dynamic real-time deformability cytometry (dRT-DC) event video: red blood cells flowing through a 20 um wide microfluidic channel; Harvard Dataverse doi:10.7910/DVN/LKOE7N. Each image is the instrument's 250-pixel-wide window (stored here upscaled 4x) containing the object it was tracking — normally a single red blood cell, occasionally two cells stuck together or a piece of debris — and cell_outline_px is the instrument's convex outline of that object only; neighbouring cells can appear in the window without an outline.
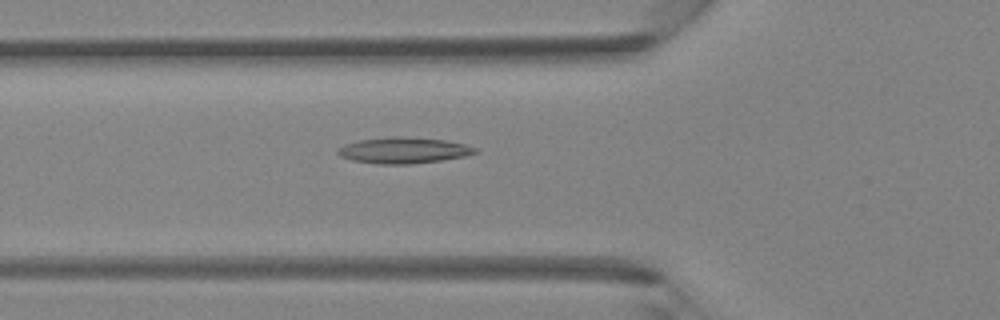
{"species": "Egyptian fruit bat (a non-hibernating species)", "species_latin": "Rousettus aegyptiacus", "temperature_condition": "room temperature", "stored_images_in_passage": 42, "camera_frame_rate_fps": 3000, "um_per_image_px": 0.085, "animal": {"sex": "female"}, "frame": {"image": 1, "passage_image": 15, "time_ms": 4.667, "image_size_px": [1000, 320], "cell_outline_px": [[480, 152], [464, 156], [440, 160], [408, 164], [380, 164], [352, 160], [340, 156], [336, 152], [344, 144], [360, 140], [392, 136], [396, 136], [444, 140], [464, 144], [476, 148]], "centroid_in_image_um": [34.3, 12.78], "position_along_channel_um": 91.5, "area_um2": 20.58}}
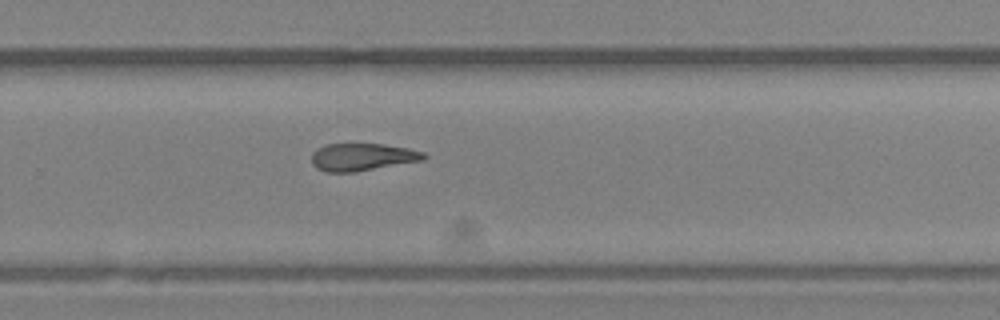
{"frame": {"image": 2, "passage_image": 28, "time_ms": 9.0, "image_size_px": [1000, 320], "cell_outline_px": [[428, 156], [424, 160], [356, 172], [328, 172], [316, 168], [312, 164], [312, 152], [316, 148], [324, 144], [384, 144], [408, 148], [424, 152]], "centroid_in_image_um": [30.79, 13.34], "position_along_channel_um": 299.0, "area_um2": 18.15}}
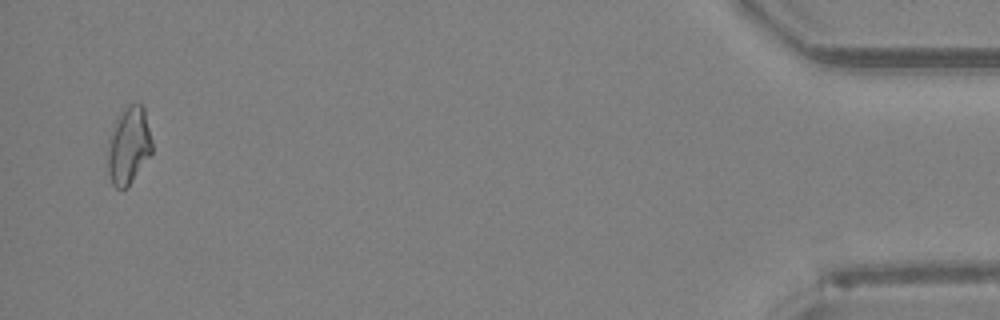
{"frame": {"image": 3, "passage_image": 41, "time_ms": 13.333, "image_size_px": [1000, 320], "cell_outline_px": [[152, 152], [128, 188], [116, 188], [112, 184], [108, 172], [108, 140], [120, 116], [128, 104], [140, 104], [144, 108], [152, 140]], "centroid_in_image_um": [10.96, 12.43], "position_along_channel_um": 424.2, "area_um2": 19.59}}